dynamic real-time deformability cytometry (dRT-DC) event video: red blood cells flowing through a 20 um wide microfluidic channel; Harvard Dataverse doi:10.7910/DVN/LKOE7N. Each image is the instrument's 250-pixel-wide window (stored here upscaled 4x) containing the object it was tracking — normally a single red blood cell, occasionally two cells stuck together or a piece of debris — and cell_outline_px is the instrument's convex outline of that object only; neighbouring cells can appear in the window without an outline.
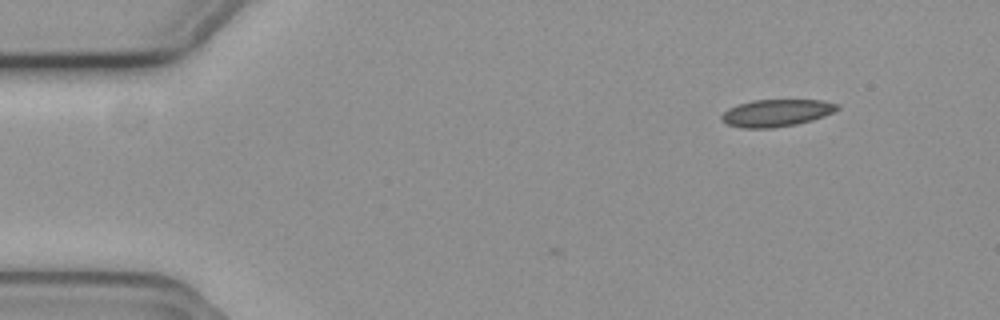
{"species": "common noctule bat (a hibernating species)", "species_latin": "Nyctalus noctula", "temperature_condition": "cold", "stored_images_in_passage": 6, "camera_frame_rate_fps": 3000, "um_per_image_px": 0.085, "animal": {"sex": "female", "body_mass_g": 19.3, "forearm_length_mm": 54.1}, "frame": {"image": 1, "passage_image": 1, "time_ms": 0.0, "image_size_px": [1000, 320], "cell_outline_px": [[840, 108], [824, 116], [812, 120], [796, 124], [772, 128], [744, 128], [728, 124], [720, 120], [720, 116], [728, 108], [736, 104], [752, 100], [824, 100], [840, 104]], "centroid_in_image_um": [65.99, 9.59], "position_along_channel_um": 19.0, "area_um2": 18.44}}